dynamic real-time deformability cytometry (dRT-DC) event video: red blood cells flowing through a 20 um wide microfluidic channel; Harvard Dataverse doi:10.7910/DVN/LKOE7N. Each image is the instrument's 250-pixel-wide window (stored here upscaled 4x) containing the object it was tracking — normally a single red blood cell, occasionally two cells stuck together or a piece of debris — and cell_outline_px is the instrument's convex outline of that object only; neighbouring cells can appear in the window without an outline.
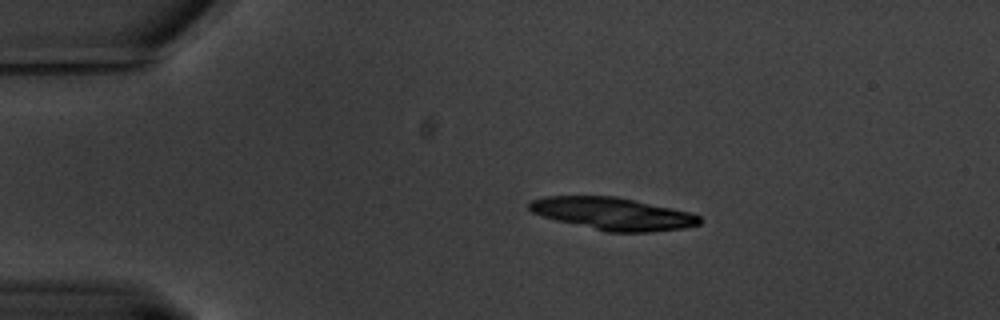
{"species": "common noctule bat (a hibernating species)", "species_latin": "Nyctalus noctula", "temperature_condition": "warm", "stored_images_in_passage": 50, "camera_frame_rate_fps": 3000, "um_per_image_px": 0.085, "animal": {"sex": "male", "body_mass_g": 20.1, "forearm_length_mm": 53.5}, "frame": {"image": 1, "passage_image": 1, "time_ms": 0.0, "image_size_px": [1000, 320], "cell_outline_px": [[700, 224], [684, 228], [652, 232], [608, 232], [556, 220], [532, 212], [528, 208], [528, 204], [532, 200], [544, 196], [616, 196], [688, 212], [700, 216]], "centroid_in_image_um": [52.07, 18.17], "position_along_channel_um": 32.9, "area_um2": 31.85}}
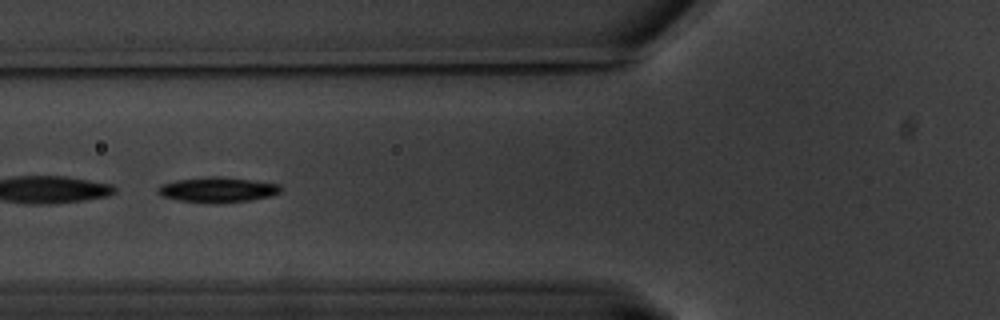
{"frame": {"image": 2, "passage_image": 13, "time_ms": 4.0, "image_size_px": [1000, 320], "cell_outline_px": [[280, 192], [272, 196], [252, 200], [212, 204], [180, 200], [164, 196], [156, 192], [156, 188], [160, 184], [176, 180], [208, 176], [220, 176], [252, 180], [280, 184]], "centroid_in_image_um": [18.48, 16.12], "position_along_channel_um": 107.3, "area_um2": 18.21}, "authors_computed_cell_mechanics": {"area_um2": 18.3804, "velocity_mm_per_s": 3.2541, "shape_relaxation_time_tau1_ms": 2.5751, "shape_relaxation_time_tau2_ms": null, "deformation_change_tau1": 0.117, "deformation_change_tau2": null}}